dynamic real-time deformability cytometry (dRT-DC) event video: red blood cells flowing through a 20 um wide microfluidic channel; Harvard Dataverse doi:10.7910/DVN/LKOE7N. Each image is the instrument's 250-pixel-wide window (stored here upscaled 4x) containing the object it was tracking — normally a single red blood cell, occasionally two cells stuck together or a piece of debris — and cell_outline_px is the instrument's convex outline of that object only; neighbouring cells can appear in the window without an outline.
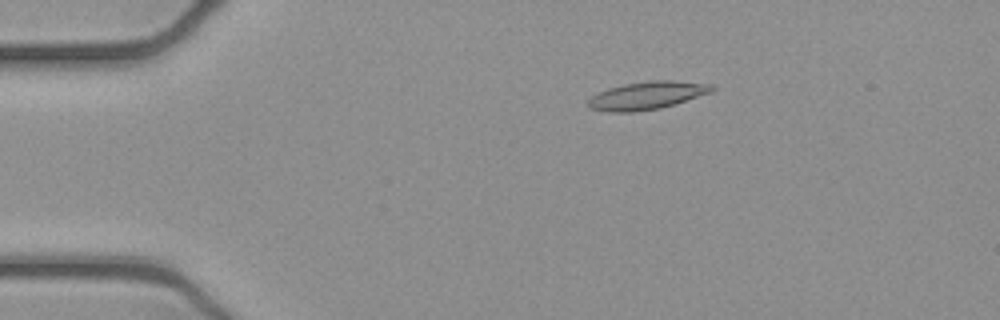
{"species": "common noctule bat (a hibernating species)", "species_latin": "Nyctalus noctula", "temperature_condition": "cold", "stored_images_in_passage": 53, "camera_frame_rate_fps": 3000, "um_per_image_px": 0.085, "animal": {"sex": "female", "body_mass_g": 21.9}, "frame": {"image": 1, "passage_image": 10, "time_ms": 3.0, "image_size_px": [1000, 320], "cell_outline_px": [[716, 88], [712, 92], [676, 104], [660, 108], [632, 112], [608, 112], [588, 108], [588, 100], [592, 96], [608, 88], [624, 84], [648, 80], [672, 80], [712, 84]], "centroid_in_image_um": [55.02, 8.11], "position_along_channel_um": 30.0, "area_um2": 20.23}}
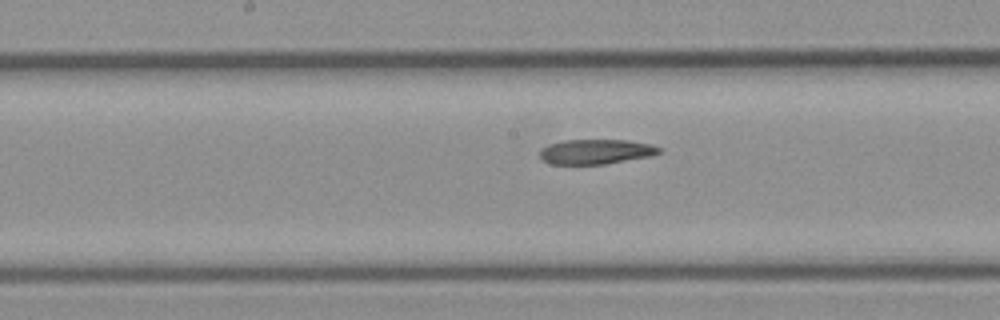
{"frame": {"image": 2, "passage_image": 27, "time_ms": 8.667, "image_size_px": [1000, 320], "cell_outline_px": [[664, 152], [652, 156], [604, 164], [552, 164], [544, 160], [540, 156], [540, 148], [548, 144], [564, 140], [628, 140], [652, 144], [664, 148]], "centroid_in_image_um": [50.72, 12.88], "position_along_channel_um": 197.5, "area_um2": 17.51}}
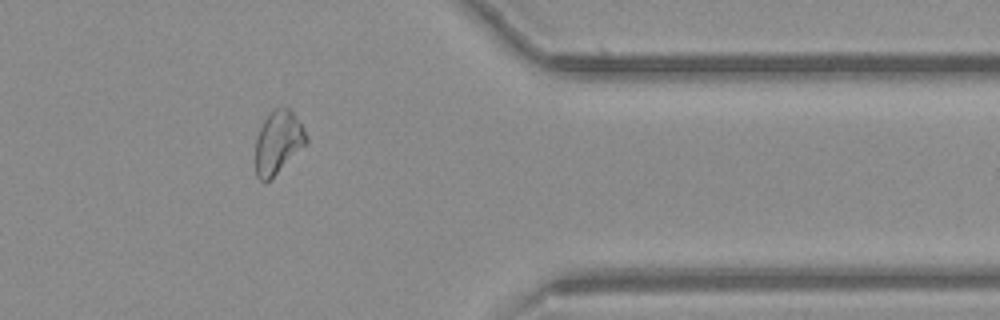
{"frame": {"image": 3, "passage_image": 43, "time_ms": 14.0, "image_size_px": [1000, 320], "cell_outline_px": [[308, 144], [264, 184], [256, 176], [256, 136], [264, 120], [276, 108], [288, 108], [292, 112], [308, 136]], "centroid_in_image_um": [23.64, 12.13], "position_along_channel_um": 387.8, "area_um2": 18.38}}